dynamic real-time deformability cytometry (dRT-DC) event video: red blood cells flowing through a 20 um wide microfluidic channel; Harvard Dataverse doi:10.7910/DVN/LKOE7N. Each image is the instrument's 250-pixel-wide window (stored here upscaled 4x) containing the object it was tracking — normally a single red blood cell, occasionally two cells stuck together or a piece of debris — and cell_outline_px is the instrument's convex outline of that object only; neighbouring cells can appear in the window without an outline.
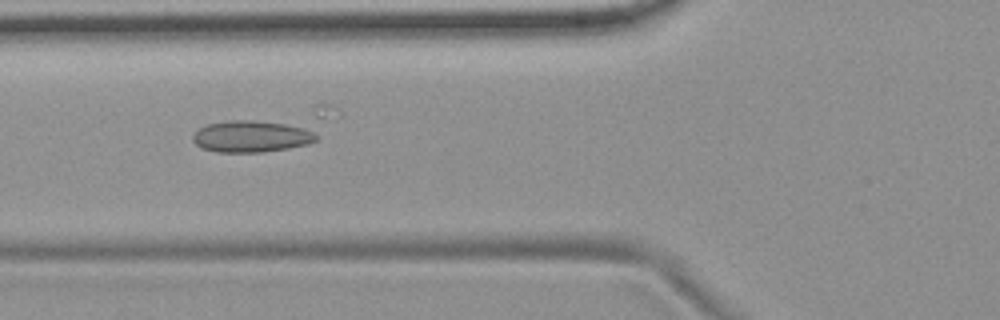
{"species": "common noctule bat (a hibernating species)", "species_latin": "Nyctalus noctula", "temperature_condition": "room temperature", "stored_images_in_passage": 25, "camera_frame_rate_fps": 3000, "um_per_image_px": 0.085, "animal": {"sex": "female", "body_mass_g": 19.9}, "frame": {"image": 1, "passage_image": 4, "time_ms": 1.0, "image_size_px": [1000, 320], "cell_outline_px": [[316, 140], [308, 144], [288, 148], [260, 152], [216, 152], [200, 148], [192, 140], [192, 136], [200, 128], [208, 124], [228, 120], [252, 120], [284, 124], [312, 128], [316, 136]], "centroid_in_image_um": [21.37, 11.59], "position_along_channel_um": 104.4, "area_um2": 22.77}}
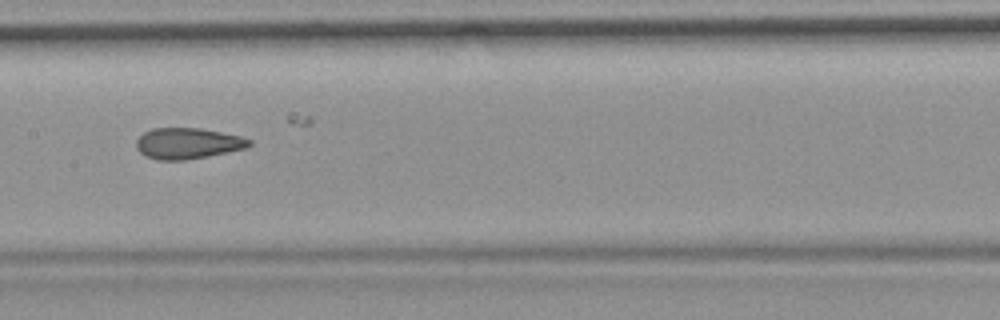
{"frame": {"image": 2, "passage_image": 11, "time_ms": 3.333, "image_size_px": [1000, 320], "cell_outline_px": [[252, 144], [244, 148], [184, 160], [160, 160], [144, 156], [136, 148], [136, 140], [144, 132], [152, 128], [200, 128], [240, 136], [252, 140]], "centroid_in_image_um": [15.9, 12.18], "position_along_channel_um": 191.5, "area_um2": 20.11}}